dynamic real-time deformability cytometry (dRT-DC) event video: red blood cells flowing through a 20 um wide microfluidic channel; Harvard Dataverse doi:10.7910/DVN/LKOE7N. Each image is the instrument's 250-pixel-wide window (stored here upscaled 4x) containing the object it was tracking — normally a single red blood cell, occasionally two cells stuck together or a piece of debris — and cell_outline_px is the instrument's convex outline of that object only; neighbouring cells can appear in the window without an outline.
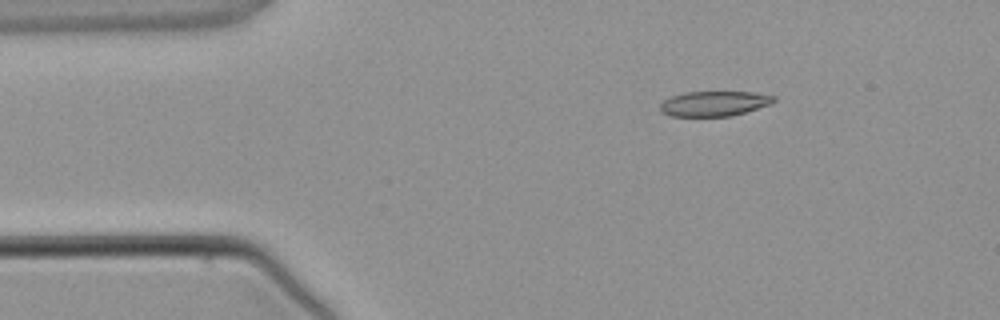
{"species": "common noctule bat (a hibernating species)", "species_latin": "Nyctalus noctula", "temperature_condition": "warm", "stored_images_in_passage": 3, "camera_frame_rate_fps": 3000, "um_per_image_px": 0.085, "animal": {"sex": "male", "body_mass_g": 21.5, "forearm_length_mm": 52.0}, "frame": {"image": 1, "passage_image": 1, "time_ms": 0.0, "image_size_px": [1000, 320], "cell_outline_px": [[776, 100], [772, 104], [732, 116], [672, 116], [660, 112], [660, 104], [664, 100], [672, 96], [684, 92], [752, 92], [776, 96]], "centroid_in_image_um": [60.72, 8.8], "position_along_channel_um": 24.3, "area_um2": 16.65}}
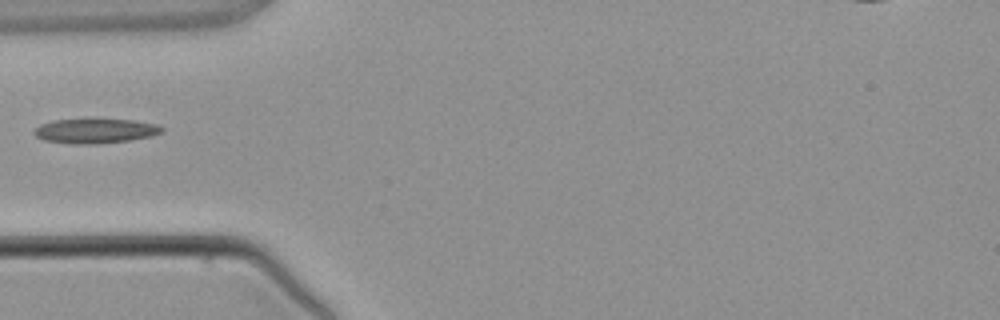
{"frame": {"image": 2, "passage_image": 3, "time_ms": 2.333, "image_size_px": [1000, 320], "cell_outline_px": [[164, 132], [152, 136], [128, 140], [92, 144], [72, 144], [44, 140], [36, 136], [32, 132], [40, 124], [52, 120], [92, 116], [100, 116], [132, 120], [160, 124], [164, 128]], "centroid_in_image_um": [8.11, 11.06], "position_along_channel_um": 76.9, "area_um2": 19.48}}